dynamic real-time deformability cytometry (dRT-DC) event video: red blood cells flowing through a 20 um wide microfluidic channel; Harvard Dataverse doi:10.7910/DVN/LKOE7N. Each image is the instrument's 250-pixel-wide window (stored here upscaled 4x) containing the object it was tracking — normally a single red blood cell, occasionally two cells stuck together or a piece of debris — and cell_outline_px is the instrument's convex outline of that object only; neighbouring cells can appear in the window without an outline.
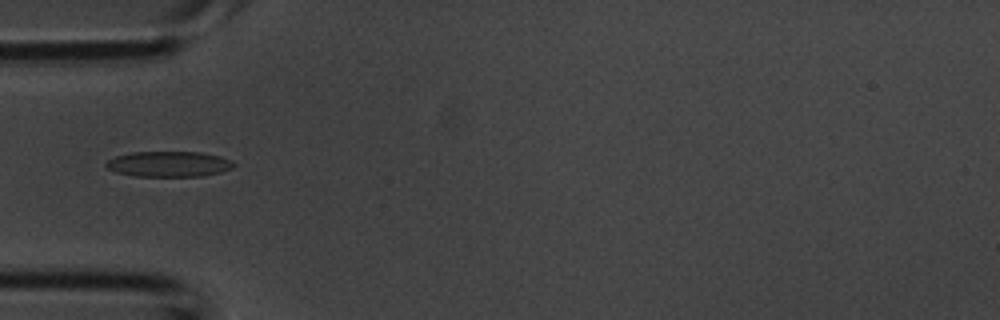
{"species": "common noctule bat (a hibernating species)", "species_latin": "Nyctalus noctula", "temperature_condition": "room temperature", "stored_images_in_passage": 4, "camera_frame_rate_fps": 3000, "um_per_image_px": 0.085, "animal": {"sex": "male", "body_mass_g": 20.1, "forearm_length_mm": 53.5}, "frame": {"image": 1, "passage_image": 4, "time_ms": 1.0, "image_size_px": [1000, 320], "cell_outline_px": [[236, 164], [232, 168], [220, 172], [200, 176], [136, 176], [116, 172], [108, 168], [104, 164], [108, 160], [116, 156], [132, 152], [200, 152], [220, 156], [232, 160]], "centroid_in_image_um": [14.37, 13.94], "position_along_channel_um": 70.6, "area_um2": 18.9}}